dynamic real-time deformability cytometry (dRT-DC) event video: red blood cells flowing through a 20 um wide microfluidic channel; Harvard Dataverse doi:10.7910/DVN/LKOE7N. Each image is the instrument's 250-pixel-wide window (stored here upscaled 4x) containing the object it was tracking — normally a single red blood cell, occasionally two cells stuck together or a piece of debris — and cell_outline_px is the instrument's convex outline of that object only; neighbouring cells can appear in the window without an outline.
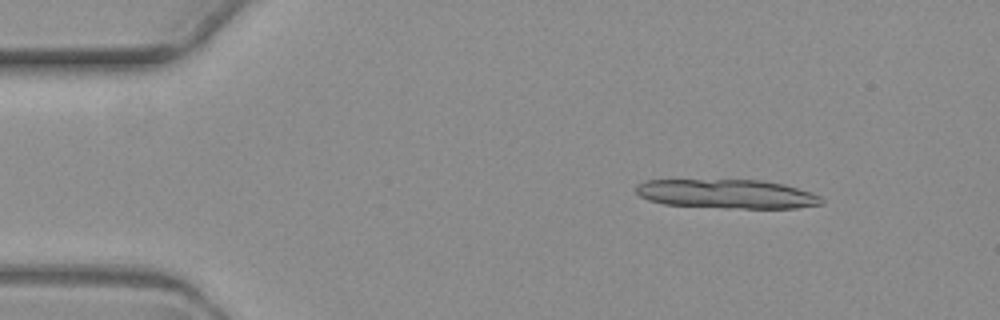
{"species": "common noctule bat (a hibernating species)", "species_latin": "Nyctalus noctula", "temperature_condition": "warm", "stored_images_in_passage": 5, "camera_frame_rate_fps": 3000, "um_per_image_px": 0.085, "animal": {"sex": "female", "body_mass_g": 19.3, "forearm_length_mm": 54.1}, "frame": {"image": 1, "passage_image": 2, "time_ms": 1.333, "image_size_px": [1000, 320], "cell_outline_px": [[824, 204], [796, 208], [724, 208], [664, 204], [648, 200], [640, 196], [636, 192], [636, 184], [644, 180], [760, 180], [784, 184], [820, 196], [824, 200]], "centroid_in_image_um": [61.77, 16.49], "position_along_channel_um": 23.2, "area_um2": 31.5}}
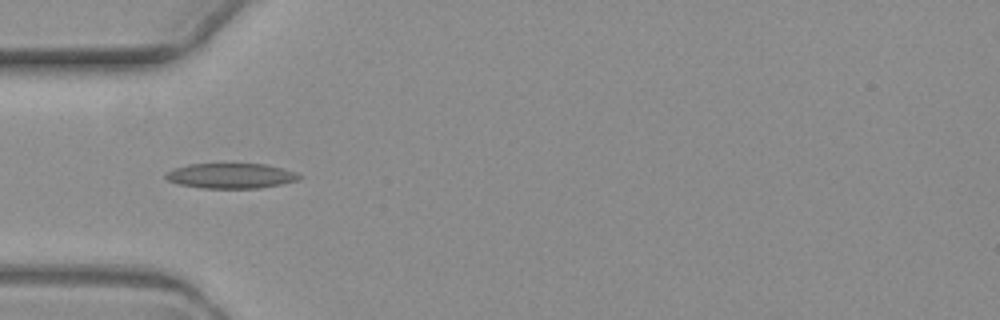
{"frame": {"image": 2, "passage_image": 5, "time_ms": 5.0, "image_size_px": [1000, 320], "cell_outline_px": [[304, 176], [300, 180], [260, 188], [200, 188], [180, 184], [168, 180], [164, 176], [172, 168], [188, 164], [264, 164], [296, 172]], "centroid_in_image_um": [19.64, 14.94], "position_along_channel_um": 65.4, "area_um2": 19.54}}